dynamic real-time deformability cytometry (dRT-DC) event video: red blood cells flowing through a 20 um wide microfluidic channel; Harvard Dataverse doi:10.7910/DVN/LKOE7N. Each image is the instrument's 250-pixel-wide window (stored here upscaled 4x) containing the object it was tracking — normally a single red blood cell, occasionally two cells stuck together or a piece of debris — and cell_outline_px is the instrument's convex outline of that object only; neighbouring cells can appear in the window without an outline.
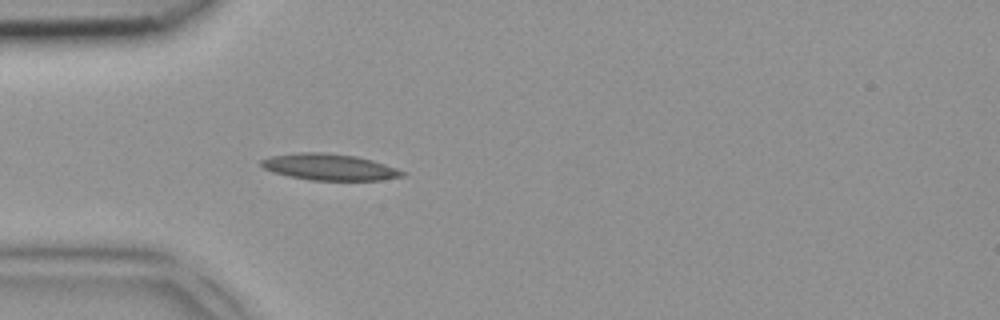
{"species": "common noctule bat (a hibernating species)", "species_latin": "Nyctalus noctula", "temperature_condition": "room temperature", "stored_images_in_passage": 4, "camera_frame_rate_fps": 3000, "um_per_image_px": 0.085, "animal": {"sex": "female", "body_mass_g": 18.4}, "frame": {"image": 1, "passage_image": 4, "time_ms": 1.0, "image_size_px": [1000, 320], "cell_outline_px": [[408, 172], [404, 176], [380, 180], [312, 180], [288, 176], [272, 172], [264, 168], [260, 164], [260, 160], [272, 156], [300, 152], [324, 152], [356, 156], [372, 160]], "centroid_in_image_um": [28.0, 14.2], "position_along_channel_um": 57.0, "area_um2": 21.68}}